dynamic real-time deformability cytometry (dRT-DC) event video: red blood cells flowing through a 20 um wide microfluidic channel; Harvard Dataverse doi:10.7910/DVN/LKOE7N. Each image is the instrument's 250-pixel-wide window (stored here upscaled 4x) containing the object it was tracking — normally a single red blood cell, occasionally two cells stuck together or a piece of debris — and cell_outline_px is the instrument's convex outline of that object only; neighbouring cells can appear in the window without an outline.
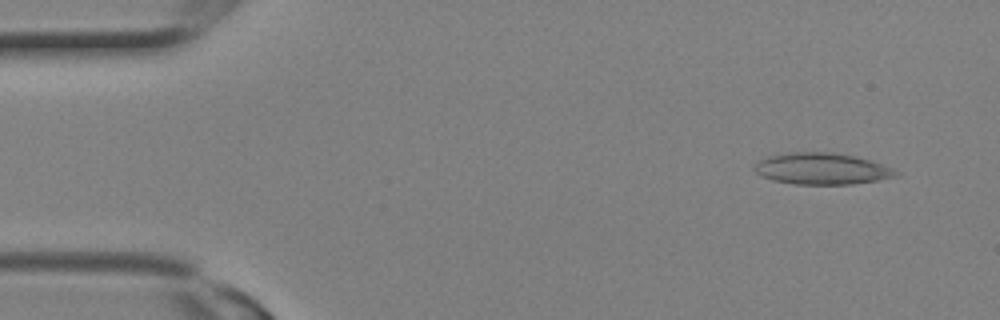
{"species": "Egyptian fruit bat (a non-hibernating species)", "species_latin": "Rousettus aegyptiacus", "temperature_condition": "room temperature", "stored_images_in_passage": 2, "camera_frame_rate_fps": 3000, "um_per_image_px": 0.085, "animal": {"sex": "female"}, "frame": {"image": 1, "passage_image": 1, "time_ms": 0.0, "image_size_px": [1000, 320], "cell_outline_px": [[900, 176], [880, 180], [852, 184], [796, 184], [772, 180], [760, 176], [756, 172], [756, 164], [760, 160], [768, 156], [792, 152], [832, 152], [856, 156], [892, 168], [900, 172]], "centroid_in_image_um": [69.89, 14.35], "position_along_channel_um": 15.1, "area_um2": 25.89}}